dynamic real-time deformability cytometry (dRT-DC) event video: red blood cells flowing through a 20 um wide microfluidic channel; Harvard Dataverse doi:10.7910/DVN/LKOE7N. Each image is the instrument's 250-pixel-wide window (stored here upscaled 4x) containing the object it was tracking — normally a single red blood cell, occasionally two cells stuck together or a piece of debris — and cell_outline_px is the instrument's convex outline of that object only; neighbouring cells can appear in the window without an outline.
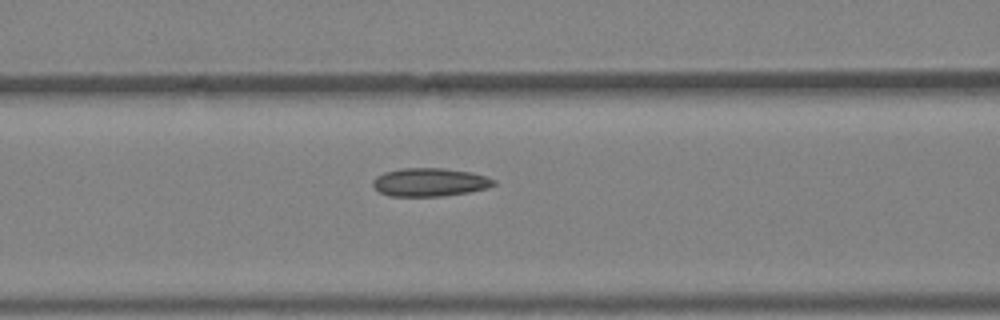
{"species": "Egyptian fruit bat (a non-hibernating species)", "species_latin": "Rousettus aegyptiacus", "temperature_condition": "warm", "stored_images_in_passage": 3, "camera_frame_rate_fps": 3000, "um_per_image_px": 0.085, "animal": {"sex": "female"}, "frame": {"image": 1, "passage_image": 3, "time_ms": 0.667, "image_size_px": [1000, 320], "cell_outline_px": [[496, 184], [488, 188], [468, 192], [440, 196], [388, 196], [380, 192], [372, 184], [372, 180], [376, 176], [384, 172], [400, 168], [444, 168], [472, 172], [496, 180]], "centroid_in_image_um": [36.52, 15.48], "position_along_channel_um": 130.1, "area_um2": 20.0}}